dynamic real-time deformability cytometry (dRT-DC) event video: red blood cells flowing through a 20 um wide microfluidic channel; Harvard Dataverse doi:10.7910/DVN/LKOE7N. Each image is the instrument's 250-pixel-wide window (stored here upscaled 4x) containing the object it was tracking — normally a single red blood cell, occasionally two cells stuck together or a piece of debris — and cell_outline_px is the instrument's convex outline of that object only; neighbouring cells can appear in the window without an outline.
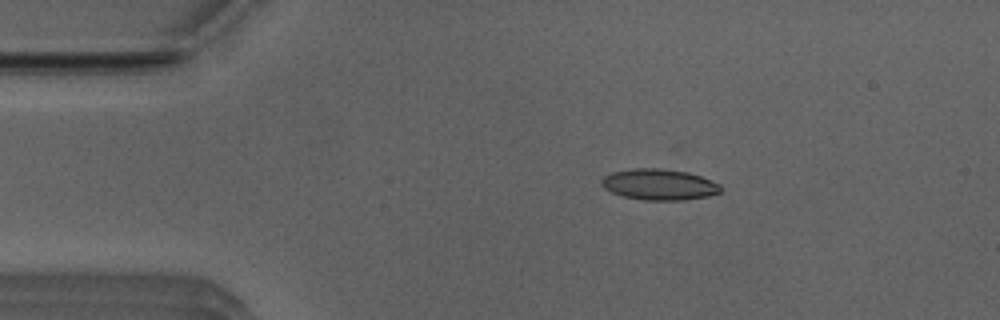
{"species": "Egyptian fruit bat (a non-hibernating species)", "species_latin": "Rousettus aegyptiacus", "temperature_condition": "room temperature", "stored_images_in_passage": 18, "camera_frame_rate_fps": 3000, "um_per_image_px": 0.085, "animal": {"sex": "male"}, "frame": {"image": 1, "passage_image": 8, "time_ms": 2.333, "image_size_px": [1000, 320], "cell_outline_px": [[720, 192], [708, 196], [684, 200], [644, 200], [624, 196], [612, 192], [604, 188], [600, 184], [600, 180], [604, 176], [612, 172], [636, 168], [660, 168], [688, 172], [700, 176], [720, 184]], "centroid_in_image_um": [56.01, 15.68], "position_along_channel_um": 29.0, "area_um2": 21.44}}
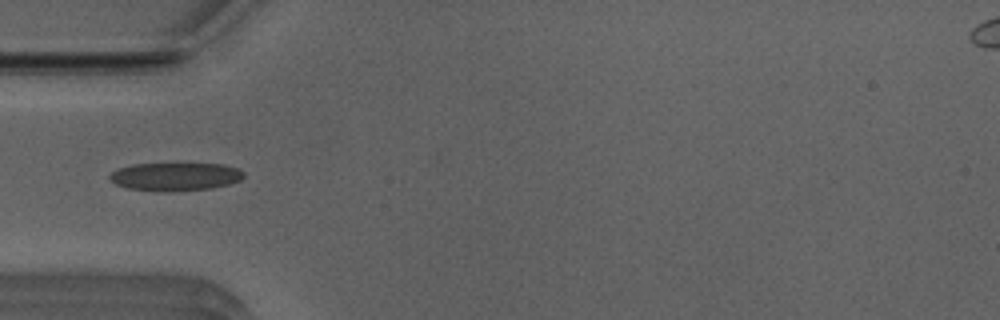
{"frame": {"image": 2, "passage_image": 15, "time_ms": 4.667, "image_size_px": [1000, 320], "cell_outline_px": [[244, 176], [240, 180], [228, 184], [212, 188], [168, 192], [164, 192], [124, 188], [116, 184], [108, 176], [116, 168], [132, 164], [224, 164], [236, 168], [244, 172]], "centroid_in_image_um": [14.86, 15.02], "position_along_channel_um": 70.1, "area_um2": 22.08}}